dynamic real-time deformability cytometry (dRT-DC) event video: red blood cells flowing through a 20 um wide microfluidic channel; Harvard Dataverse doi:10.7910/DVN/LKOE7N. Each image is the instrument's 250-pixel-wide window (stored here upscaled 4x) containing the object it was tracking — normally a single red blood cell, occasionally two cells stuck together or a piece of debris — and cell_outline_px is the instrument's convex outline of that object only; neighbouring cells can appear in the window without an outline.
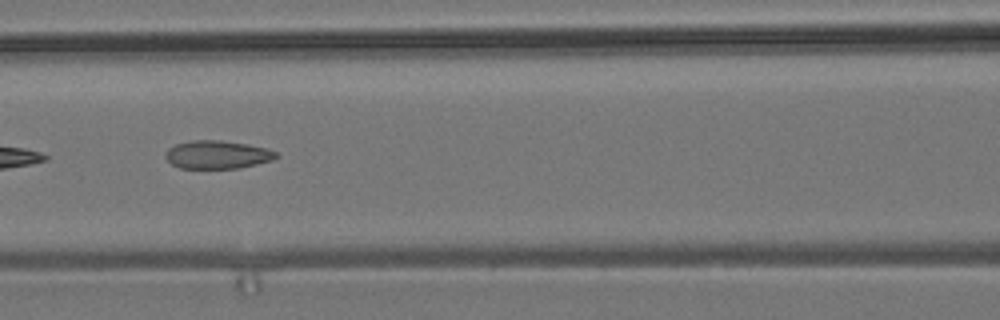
{"species": "common noctule bat (a hibernating species)", "species_latin": "Nyctalus noctula", "temperature_condition": "room temperature", "stored_images_in_passage": 4, "camera_frame_rate_fps": 3000, "um_per_image_px": 0.085, "animal": {"sex": "male", "body_mass_g": 19.2, "forearm_length_mm": 51.8}, "frame": {"image": 1, "passage_image": 4, "time_ms": 4.0, "image_size_px": [1000, 320], "cell_outline_px": [[280, 156], [272, 160], [240, 168], [180, 168], [172, 164], [164, 156], [168, 148], [176, 144], [192, 140], [220, 140], [248, 144], [268, 148], [276, 152]], "centroid_in_image_um": [18.49, 13.14], "position_along_channel_um": 148.1, "area_um2": 18.21}}